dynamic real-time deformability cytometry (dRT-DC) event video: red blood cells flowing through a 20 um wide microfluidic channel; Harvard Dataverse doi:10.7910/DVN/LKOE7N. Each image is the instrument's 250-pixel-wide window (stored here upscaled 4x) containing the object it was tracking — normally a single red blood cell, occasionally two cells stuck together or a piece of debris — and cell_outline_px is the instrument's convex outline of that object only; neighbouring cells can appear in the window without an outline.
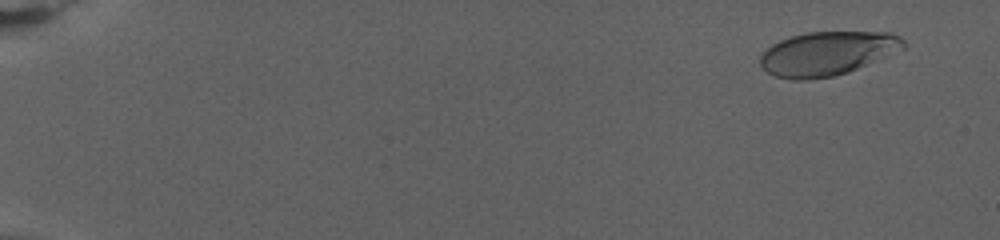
{"species": "human", "species_latin": "Homo sapiens", "temperature_condition": "warm", "stored_images_in_passage": 72, "camera_frame_rate_fps": 3000, "um_per_image_px": 0.085, "donor": {"sex": "female"}, "frame": {"image": 1, "passage_image": 6, "time_ms": 1.667, "image_size_px": [1000, 240], "cell_outline_px": [[908, 44], [904, 48], [848, 72], [836, 76], [808, 80], [792, 80], [776, 76], [760, 68], [760, 56], [772, 44], [780, 40], [792, 36], [808, 32], [888, 32], [900, 36]], "centroid_in_image_um": [70.31, 4.55], "position_along_channel_um": 14.7, "area_um2": 36.65}}
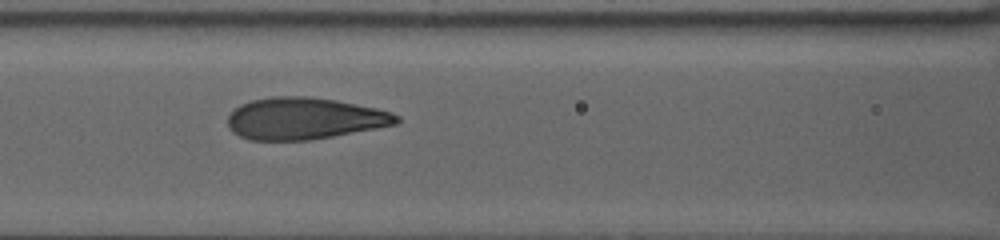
{"frame": {"image": 2, "passage_image": 36, "time_ms": 11.667, "image_size_px": [1000, 240], "cell_outline_px": [[400, 120], [396, 124], [376, 128], [312, 140], [248, 140], [232, 132], [228, 128], [228, 116], [240, 104], [252, 100], [272, 96], [308, 96], [336, 100], [376, 108], [392, 112], [400, 116]], "centroid_in_image_um": [25.86, 10.07], "position_along_channel_um": 140.7, "area_um2": 41.21}}
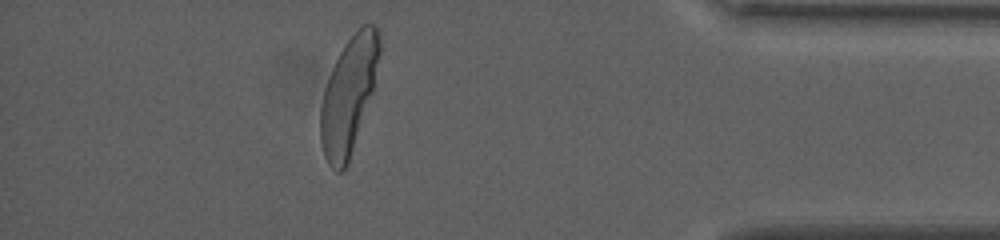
{"frame": {"image": 3, "passage_image": 64, "time_ms": 21.0, "image_size_px": [1000, 240], "cell_outline_px": [[380, 52], [372, 92], [348, 164], [340, 172], [336, 172], [328, 164], [324, 156], [320, 140], [320, 108], [328, 76], [340, 52], [348, 40], [364, 24], [372, 24], [376, 28], [380, 40]], "centroid_in_image_um": [29.61, 8.14], "position_along_channel_um": 405.6, "area_um2": 39.3}, "authors_computed_cell_mechanics": {"area_um2": 40.1132, "velocity_mm_per_s": 2.7928, "shape_relaxation_time_tau1_ms": 5.2449, "shape_relaxation_time_tau2_ms": null, "deformation_change_tau1": 0.2386, "deformation_change_tau2": null}}